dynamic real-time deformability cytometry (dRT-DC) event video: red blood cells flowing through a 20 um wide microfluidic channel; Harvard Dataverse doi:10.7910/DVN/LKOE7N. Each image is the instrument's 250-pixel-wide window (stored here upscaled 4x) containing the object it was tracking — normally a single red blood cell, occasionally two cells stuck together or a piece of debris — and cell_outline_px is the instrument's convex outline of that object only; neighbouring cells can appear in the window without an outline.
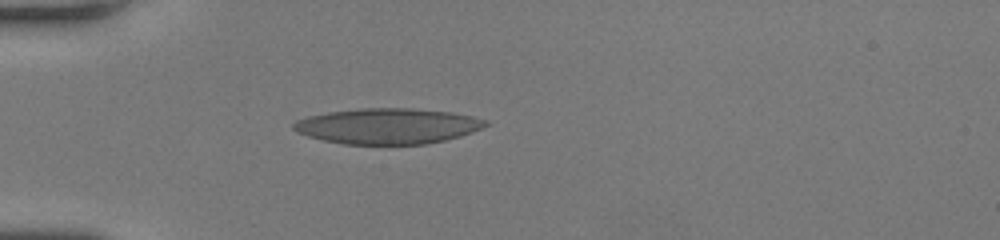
{"species": "human", "species_latin": "Homo sapiens", "temperature_condition": "room temperature", "stored_images_in_passage": 36, "camera_frame_rate_fps": 3000, "um_per_image_px": 0.085, "donor": {"sex": "female"}, "frame": {"image": 1, "passage_image": 1, "time_ms": 0.0, "image_size_px": [1000, 240], "cell_outline_px": [[488, 124], [480, 128], [460, 136], [444, 140], [424, 144], [344, 144], [324, 140], [308, 136], [296, 132], [292, 128], [292, 124], [296, 120], [308, 116], [328, 112], [360, 108], [412, 108], [452, 112], [472, 116], [488, 120]], "centroid_in_image_um": [32.93, 10.71], "position_along_channel_um": 52.1, "area_um2": 39.77}}
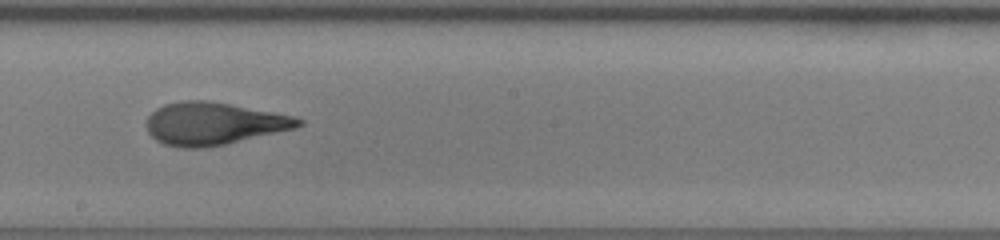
{"frame": {"image": 2, "passage_image": 15, "time_ms": 4.667, "image_size_px": [1000, 240], "cell_outline_px": [[304, 124], [296, 128], [224, 144], [200, 148], [184, 148], [164, 144], [156, 140], [148, 132], [144, 124], [148, 116], [156, 108], [164, 104], [184, 100], [208, 100], [272, 112], [292, 116], [304, 120]], "centroid_in_image_um": [18.11, 10.5], "position_along_channel_um": 230.1, "area_um2": 37.45}}
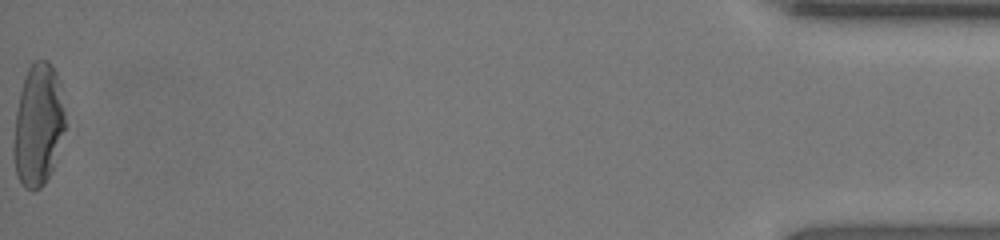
{"frame": {"image": 3, "passage_image": 36, "time_ms": 11.667, "image_size_px": [1000, 240], "cell_outline_px": [[64, 128], [52, 172], [44, 184], [40, 188], [32, 192], [24, 188], [16, 176], [12, 156], [12, 148], [16, 112], [20, 92], [24, 76], [28, 68], [36, 60], [48, 60], [56, 72], [60, 80], [64, 108]], "centroid_in_image_um": [3.22, 10.66], "position_along_channel_um": 432.0, "area_um2": 37.11}, "authors_computed_cell_mechanics": {"area_um2": 36.992, "velocity_mm_per_s": 4.2194, "shape_relaxation_time_tau1_ms": 6.3208, "shape_relaxation_time_tau2_ms": 0.8947, "deformation_change_tau1": 0.2501, "deformation_change_tau2": 0.0728}}